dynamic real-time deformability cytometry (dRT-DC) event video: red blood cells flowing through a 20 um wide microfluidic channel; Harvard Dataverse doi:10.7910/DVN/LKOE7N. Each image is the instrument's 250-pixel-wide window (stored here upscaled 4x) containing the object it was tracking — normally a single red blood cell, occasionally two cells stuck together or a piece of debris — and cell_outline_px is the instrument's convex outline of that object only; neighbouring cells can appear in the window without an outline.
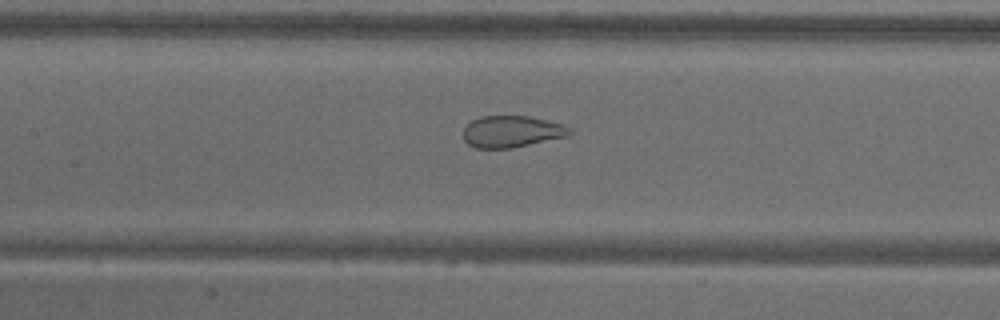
{"species": "common noctule bat (a hibernating species)", "species_latin": "Nyctalus noctula", "temperature_condition": "warm", "stored_images_in_passage": 50, "camera_frame_rate_fps": 3000, "um_per_image_px": 0.085, "animal": {"sex": "male", "body_mass_g": 18.8}, "frame": {"image": 1, "passage_image": 20, "time_ms": 6.333, "image_size_px": [1000, 320], "cell_outline_px": [[572, 132], [568, 136], [512, 148], [476, 148], [468, 144], [464, 140], [464, 128], [472, 120], [480, 116], [528, 116], [560, 124], [572, 128]], "centroid_in_image_um": [43.48, 11.19], "position_along_channel_um": 163.9, "area_um2": 19.48}}
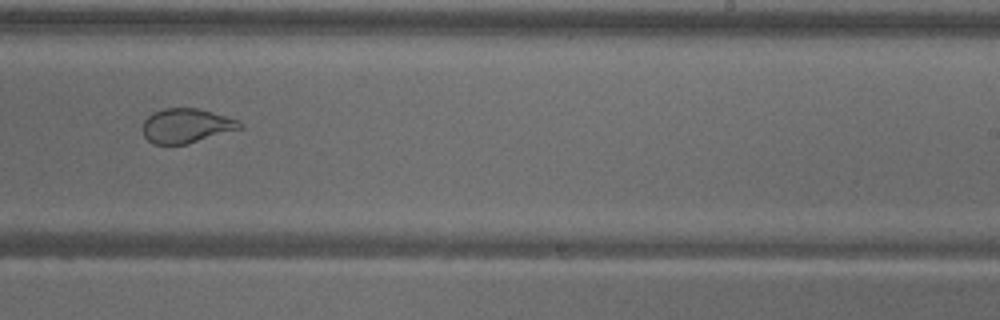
{"frame": {"image": 2, "passage_image": 29, "time_ms": 9.333, "image_size_px": [1000, 320], "cell_outline_px": [[244, 128], [188, 144], [152, 144], [144, 136], [140, 128], [144, 120], [152, 112], [164, 108], [196, 108], [212, 112], [236, 120], [244, 124]], "centroid_in_image_um": [15.8, 10.7], "position_along_channel_um": 273.2, "area_um2": 19.71}}
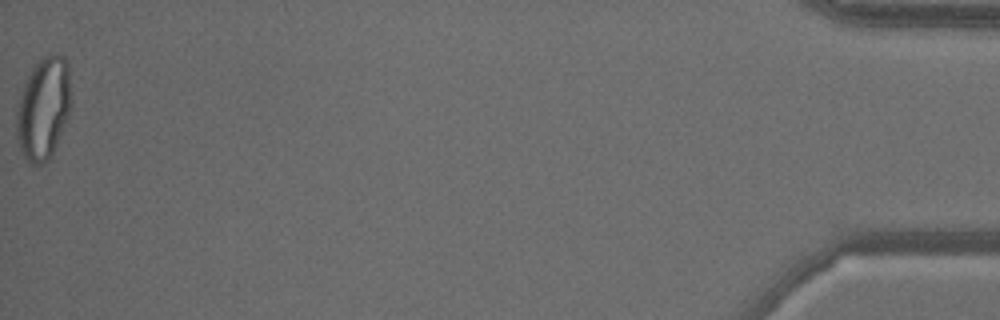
{"frame": {"image": 3, "passage_image": 50, "time_ms": 16.333, "image_size_px": [1000, 320], "cell_outline_px": [[68, 116], [56, 144], [48, 160], [44, 164], [28, 164], [24, 160], [16, 140], [16, 108], [20, 92], [24, 80], [40, 56], [52, 52], [56, 52], [64, 56], [68, 64]], "centroid_in_image_um": [3.62, 9.19], "position_along_channel_um": 431.6, "area_um2": 32.77}, "authors_computed_cell_mechanics": {"area_um2": 25.8655, "velocity_mm_per_s": 3.6556, "shape_relaxation_time_tau1_ms": null, "shape_relaxation_time_tau2_ms": 0.7952, "deformation_change_tau1": null, "deformation_change_tau2": 0.0707}}